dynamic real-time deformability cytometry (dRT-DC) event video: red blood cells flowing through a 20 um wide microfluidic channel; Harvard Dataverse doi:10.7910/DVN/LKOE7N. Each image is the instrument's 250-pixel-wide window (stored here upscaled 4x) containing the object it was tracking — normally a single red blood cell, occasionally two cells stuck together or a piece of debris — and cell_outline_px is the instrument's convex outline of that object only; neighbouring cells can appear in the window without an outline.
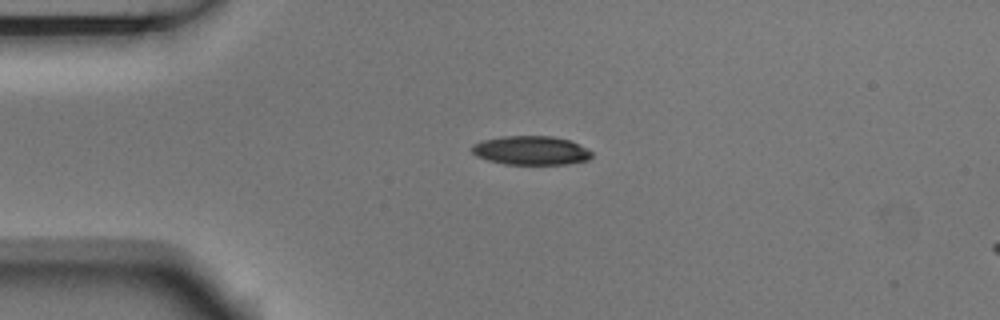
{"species": "Egyptian fruit bat (a non-hibernating species)", "species_latin": "Rousettus aegyptiacus", "temperature_condition": "room temperature", "stored_images_in_passage": 4, "camera_frame_rate_fps": 3000, "um_per_image_px": 0.085, "animal": {"sex": "male"}, "frame": {"image": 1, "passage_image": 3, "time_ms": 0.667, "image_size_px": [1000, 320], "cell_outline_px": [[592, 156], [588, 160], [568, 164], [504, 164], [488, 160], [476, 156], [472, 152], [472, 144], [484, 140], [500, 136], [552, 136], [568, 140], [592, 152]], "centroid_in_image_um": [45.1, 12.79], "position_along_channel_um": 39.9, "area_um2": 20.06}}